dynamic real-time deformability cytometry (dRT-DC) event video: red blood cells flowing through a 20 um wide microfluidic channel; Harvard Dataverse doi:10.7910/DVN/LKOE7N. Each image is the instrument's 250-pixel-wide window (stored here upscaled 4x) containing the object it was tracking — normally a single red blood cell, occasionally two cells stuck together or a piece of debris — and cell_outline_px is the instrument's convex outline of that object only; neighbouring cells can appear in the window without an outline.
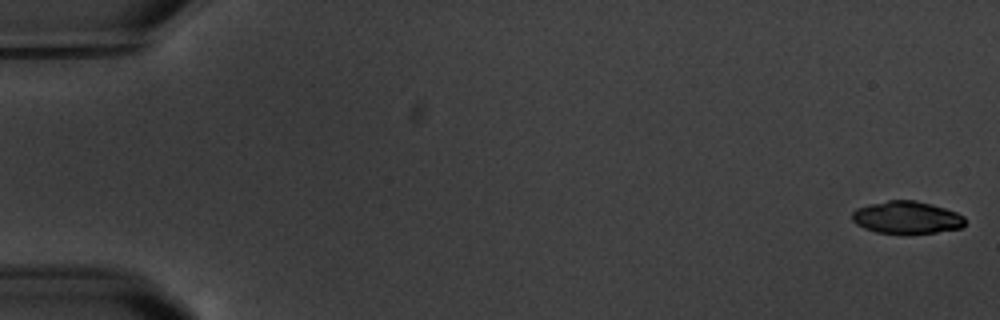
{"species": "common noctule bat (a hibernating species)", "species_latin": "Nyctalus noctula", "temperature_condition": "warm", "stored_images_in_passage": 6, "camera_frame_rate_fps": 3000, "um_per_image_px": 0.085, "animal": {"sex": "male", "body_mass_g": 20.1, "forearm_length_mm": 53.5}, "frame": {"image": 1, "passage_image": 1, "time_ms": 0.0, "image_size_px": [1000, 320], "cell_outline_px": [[964, 224], [960, 228], [936, 232], [876, 232], [864, 228], [856, 224], [852, 220], [852, 212], [856, 208], [868, 204], [888, 200], [916, 200], [932, 204], [956, 212], [964, 216]], "centroid_in_image_um": [77.04, 18.45], "position_along_channel_um": 8.0, "area_um2": 21.04}}
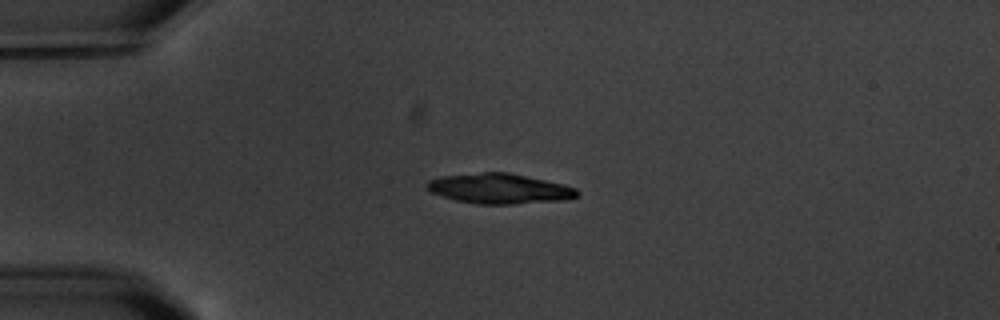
{"frame": {"image": 2, "passage_image": 5, "time_ms": 4.667, "image_size_px": [1000, 320], "cell_outline_px": [[580, 196], [568, 200], [512, 204], [476, 204], [456, 200], [432, 192], [424, 184], [428, 180], [444, 176], [484, 172], [508, 172], [564, 184], [576, 188], [580, 192]], "centroid_in_image_um": [42.52, 16.04], "position_along_channel_um": 42.5, "area_um2": 26.41}}